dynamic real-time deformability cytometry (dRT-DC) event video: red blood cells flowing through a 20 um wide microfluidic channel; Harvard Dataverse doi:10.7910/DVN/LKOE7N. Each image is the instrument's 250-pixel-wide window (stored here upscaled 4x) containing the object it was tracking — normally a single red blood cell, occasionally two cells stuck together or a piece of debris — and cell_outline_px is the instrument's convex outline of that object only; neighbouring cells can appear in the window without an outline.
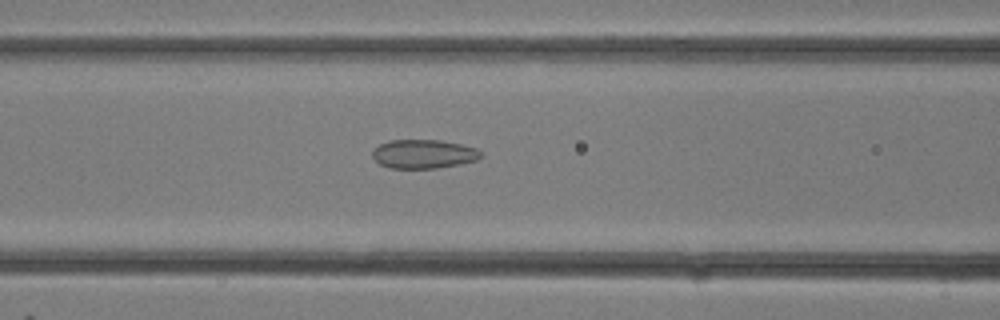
{"species": "common noctule bat (a hibernating species)", "species_latin": "Nyctalus noctula", "temperature_condition": "room temperature", "stored_images_in_passage": 23, "camera_frame_rate_fps": 3000, "um_per_image_px": 0.085, "animal": {"sex": "female"}, "frame": {"image": 1, "passage_image": 6, "time_ms": 1.667, "image_size_px": [1000, 320], "cell_outline_px": [[484, 156], [476, 160], [460, 164], [436, 168], [388, 168], [380, 164], [372, 156], [372, 152], [380, 144], [392, 140], [440, 140], [460, 144], [476, 148]], "centroid_in_image_um": [36.02, 13.09], "position_along_channel_um": 130.6, "area_um2": 18.15}}
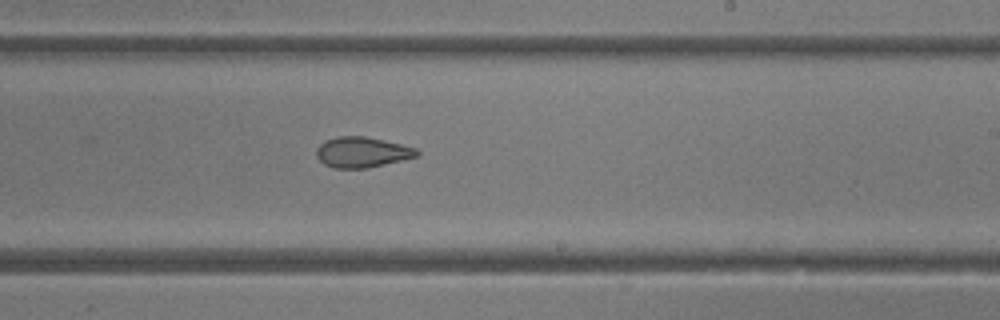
{"frame": {"image": 2, "passage_image": 12, "time_ms": 3.667, "image_size_px": [1000, 320], "cell_outline_px": [[420, 156], [368, 168], [332, 168], [324, 164], [316, 156], [316, 148], [324, 140], [336, 136], [364, 136], [384, 140], [416, 148], [420, 152]], "centroid_in_image_um": [30.77, 12.94], "position_along_channel_um": 258.2, "area_um2": 18.03}}
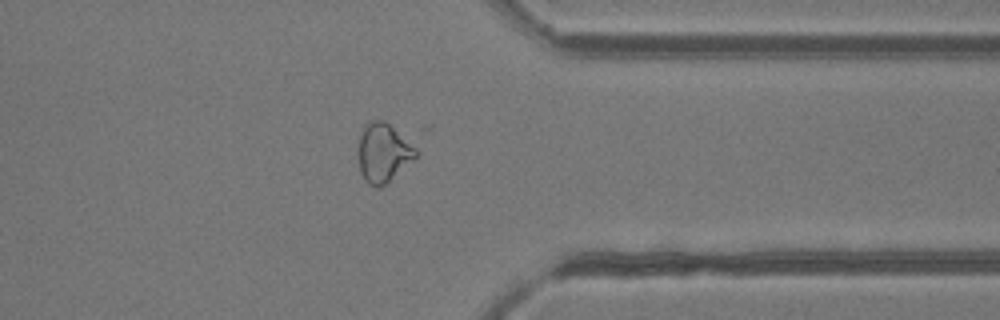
{"frame": {"image": 3, "passage_image": 18, "time_ms": 5.667, "image_size_px": [1000, 320], "cell_outline_px": [[420, 152], [416, 156], [384, 184], [376, 188], [368, 184], [364, 180], [360, 172], [356, 152], [356, 148], [364, 124], [368, 120], [384, 120], [416, 148]], "centroid_in_image_um": [32.5, 12.96], "position_along_channel_um": 378.9, "area_um2": 19.71}}